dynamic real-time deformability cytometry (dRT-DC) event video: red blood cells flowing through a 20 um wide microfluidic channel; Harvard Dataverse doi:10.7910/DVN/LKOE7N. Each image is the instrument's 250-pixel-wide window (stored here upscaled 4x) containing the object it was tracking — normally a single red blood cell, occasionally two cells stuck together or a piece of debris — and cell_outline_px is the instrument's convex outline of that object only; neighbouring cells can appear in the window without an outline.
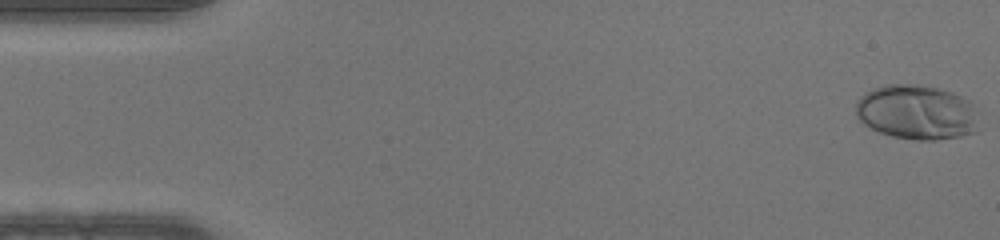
{"species": "human", "species_latin": "Homo sapiens", "temperature_condition": "warm", "stored_images_in_passage": 46, "camera_frame_rate_fps": 3000, "um_per_image_px": 0.085, "donor": {"sex": "male"}, "frame": {"image": 1, "passage_image": 1, "time_ms": 0.0, "image_size_px": [1000, 240], "cell_outline_px": [[980, 132], [960, 136], [936, 140], [916, 140], [892, 136], [880, 132], [864, 124], [856, 116], [856, 100], [864, 92], [872, 88], [884, 84], [920, 84], [940, 88], [952, 92], [972, 100]], "centroid_in_image_um": [77.94, 9.53], "position_along_channel_um": 7.1, "area_um2": 39.94}}
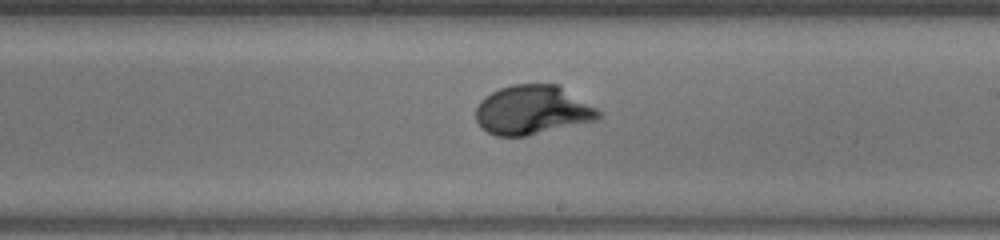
{"frame": {"image": 2, "passage_image": 26, "time_ms": 8.333, "image_size_px": [1000, 240], "cell_outline_px": [[600, 120], [528, 136], [496, 136], [488, 132], [476, 120], [476, 108], [480, 100], [484, 96], [500, 88], [512, 84], [556, 84], [596, 108], [600, 112]], "centroid_in_image_um": [45.26, 9.37], "position_along_channel_um": 243.7, "area_um2": 35.14}}
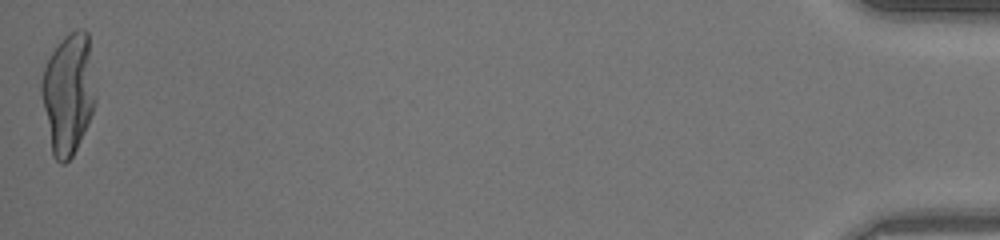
{"frame": {"image": 3, "passage_image": 46, "time_ms": 15.0, "image_size_px": [1000, 240], "cell_outline_px": [[96, 100], [88, 124], [72, 156], [64, 164], [60, 164], [52, 156], [40, 92], [40, 84], [44, 68], [52, 52], [60, 40], [64, 36], [76, 28], [84, 28], [88, 32], [96, 96]], "centroid_in_image_um": [5.8, 7.94], "position_along_channel_um": 429.4, "area_um2": 38.26}}